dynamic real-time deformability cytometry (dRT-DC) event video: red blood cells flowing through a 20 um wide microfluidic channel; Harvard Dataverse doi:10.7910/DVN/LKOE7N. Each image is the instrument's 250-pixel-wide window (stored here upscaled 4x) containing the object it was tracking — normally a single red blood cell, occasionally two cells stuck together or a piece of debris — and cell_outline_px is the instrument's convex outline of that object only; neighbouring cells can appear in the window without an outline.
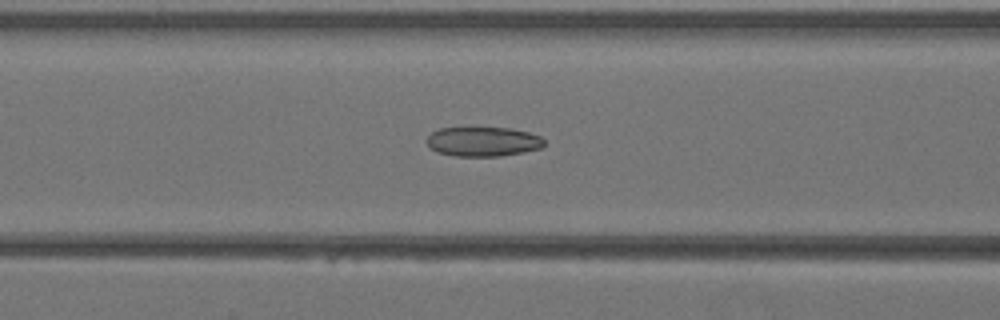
{"species": "Egyptian fruit bat (a non-hibernating species)", "species_latin": "Rousettus aegyptiacus", "temperature_condition": "warm", "stored_images_in_passage": 41, "camera_frame_rate_fps": 3000, "um_per_image_px": 0.085, "animal": {"sex": "female"}, "frame": {"image": 1, "passage_image": 17, "time_ms": 5.333, "image_size_px": [1000, 320], "cell_outline_px": [[544, 144], [540, 148], [524, 152], [500, 156], [456, 156], [436, 152], [428, 144], [428, 136], [432, 132], [440, 128], [512, 128], [528, 132], [540, 136], [544, 140]], "centroid_in_image_um": [41.07, 12.04], "position_along_channel_um": 125.5, "area_um2": 20.06}}
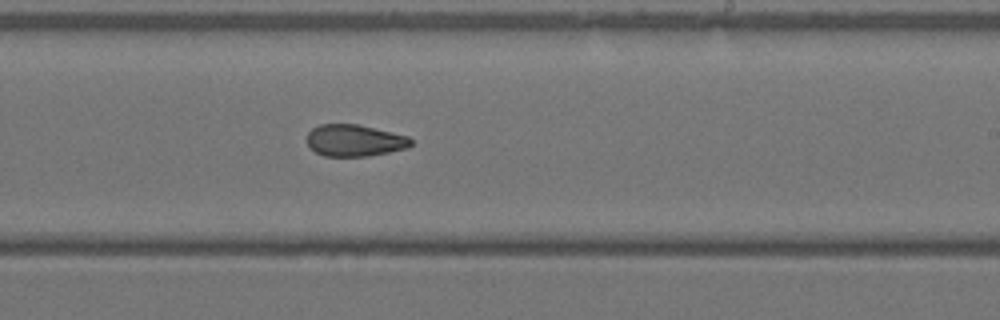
{"frame": {"image": 2, "passage_image": 25, "time_ms": 8.0, "image_size_px": [1000, 320], "cell_outline_px": [[412, 144], [408, 148], [368, 156], [324, 156], [316, 152], [308, 144], [308, 132], [312, 128], [320, 124], [356, 124], [408, 136], [412, 140]], "centroid_in_image_um": [30.14, 11.94], "position_along_channel_um": 258.9, "area_um2": 19.07}}
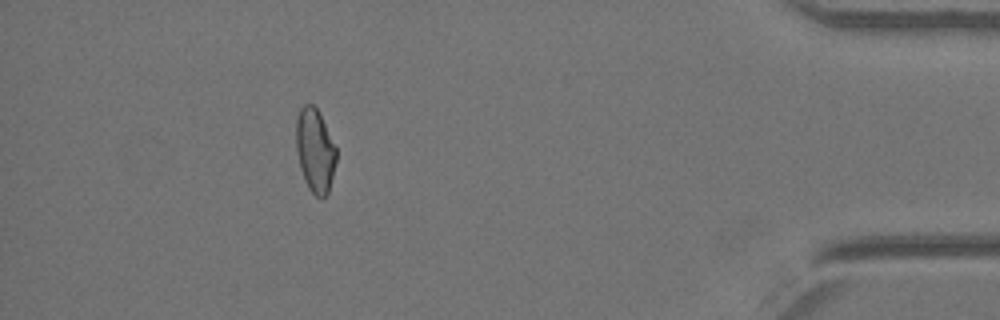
{"frame": {"image": 3, "passage_image": 37, "time_ms": 12.0, "image_size_px": [1000, 320], "cell_outline_px": [[336, 160], [328, 192], [324, 200], [320, 200], [308, 188], [304, 180], [300, 168], [296, 148], [296, 120], [300, 108], [304, 104], [312, 104], [320, 112], [336, 148]], "centroid_in_image_um": [26.77, 12.8], "position_along_channel_um": 408.4, "area_um2": 19.71}}